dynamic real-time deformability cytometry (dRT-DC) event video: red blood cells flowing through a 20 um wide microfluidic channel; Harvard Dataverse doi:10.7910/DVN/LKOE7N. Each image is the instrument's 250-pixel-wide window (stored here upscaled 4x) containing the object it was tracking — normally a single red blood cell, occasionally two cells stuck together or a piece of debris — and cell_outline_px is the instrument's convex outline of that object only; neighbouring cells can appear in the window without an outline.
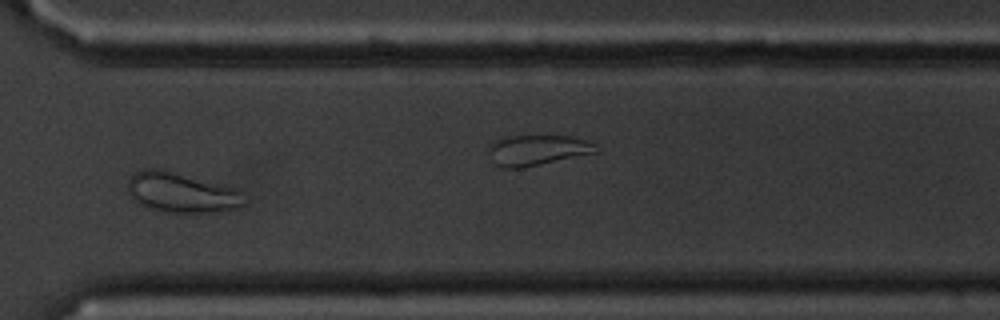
{"species": "common noctule bat (a hibernating species)", "species_latin": "Nyctalus noctula", "temperature_condition": "cold", "stored_images_in_passage": 42, "camera_frame_rate_fps": 3000, "um_per_image_px": 0.085, "animal": {"sex": "male", "body_mass_g": 20.1, "forearm_length_mm": 53.5}, "frame": {"image": 1, "passage_image": 36, "time_ms": 11.667, "image_size_px": [1000, 320], "cell_outline_px": [[248, 204], [236, 208], [208, 212], [168, 212], [148, 208], [132, 200], [128, 192], [128, 180], [136, 172], [144, 168], [160, 168], [232, 188], [240, 192], [248, 200]], "centroid_in_image_um": [15.39, 16.37], "position_along_channel_um": 355.2, "area_um2": 26.88}, "authors_computed_cell_mechanics": {"area_um2": 21.0681, "velocity_mm_per_s": 3.4498, "shape_relaxation_time_tau1_ms": null, "shape_relaxation_time_tau2_ms": 4.0339, "deformation_change_tau1": null, "deformation_change_tau2": 0.0915}}